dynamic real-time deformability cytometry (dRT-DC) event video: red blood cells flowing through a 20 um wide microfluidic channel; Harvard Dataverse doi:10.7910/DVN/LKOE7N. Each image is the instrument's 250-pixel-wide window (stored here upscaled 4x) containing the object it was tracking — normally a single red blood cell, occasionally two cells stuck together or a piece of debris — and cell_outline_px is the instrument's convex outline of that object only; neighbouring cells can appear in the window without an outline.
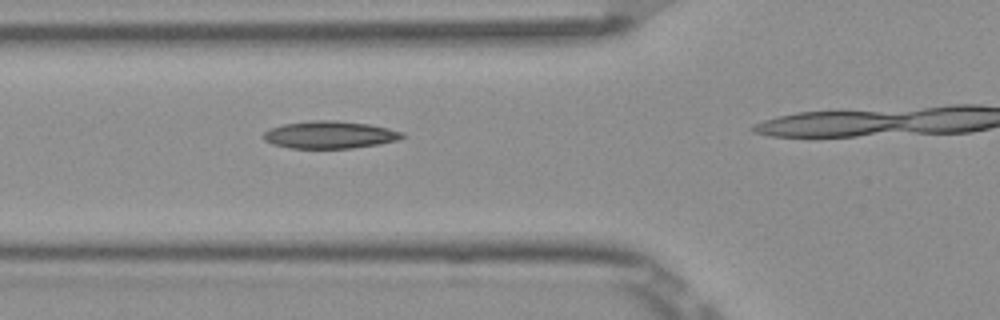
{"species": "Egyptian fruit bat (a non-hibernating species)", "species_latin": "Rousettus aegyptiacus", "temperature_condition": "room temperature", "stored_images_in_passage": 3, "camera_frame_rate_fps": 3000, "um_per_image_px": 0.085, "frame": {"image": 1, "passage_image": 2, "time_ms": 0.333, "image_size_px": [1000, 320], "cell_outline_px": [[408, 136], [396, 140], [376, 144], [352, 148], [292, 148], [272, 144], [264, 140], [264, 132], [272, 128], [284, 124], [312, 120], [336, 120], [368, 124], [388, 128], [404, 132]], "centroid_in_image_um": [28.05, 11.45], "position_along_channel_um": 97.7, "area_um2": 22.02}}